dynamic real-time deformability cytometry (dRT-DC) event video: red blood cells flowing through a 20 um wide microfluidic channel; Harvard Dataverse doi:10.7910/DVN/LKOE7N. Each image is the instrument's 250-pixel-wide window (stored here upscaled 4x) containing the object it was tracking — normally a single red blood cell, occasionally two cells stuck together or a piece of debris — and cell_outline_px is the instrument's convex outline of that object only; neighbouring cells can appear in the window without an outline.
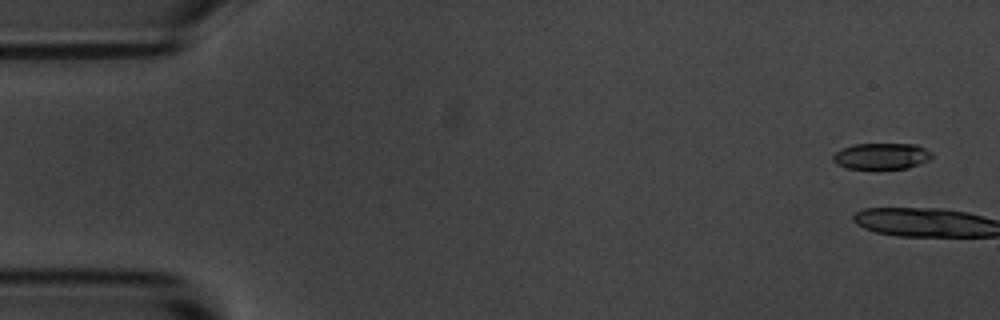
{"species": "common noctule bat (a hibernating species)", "species_latin": "Nyctalus noctula", "temperature_condition": "room temperature", "stored_images_in_passage": 3, "camera_frame_rate_fps": 3000, "um_per_image_px": 0.085, "animal": {"sex": "male", "body_mass_g": 20.1, "forearm_length_mm": 53.5}, "frame": {"image": 1, "passage_image": 1, "time_ms": 0.0, "image_size_px": [1000, 320], "cell_outline_px": [[932, 156], [928, 160], [908, 168], [848, 168], [836, 164], [832, 160], [832, 156], [840, 148], [856, 144], [916, 144], [932, 152]], "centroid_in_image_um": [74.9, 13.26], "position_along_channel_um": 10.1, "area_um2": 14.97}}